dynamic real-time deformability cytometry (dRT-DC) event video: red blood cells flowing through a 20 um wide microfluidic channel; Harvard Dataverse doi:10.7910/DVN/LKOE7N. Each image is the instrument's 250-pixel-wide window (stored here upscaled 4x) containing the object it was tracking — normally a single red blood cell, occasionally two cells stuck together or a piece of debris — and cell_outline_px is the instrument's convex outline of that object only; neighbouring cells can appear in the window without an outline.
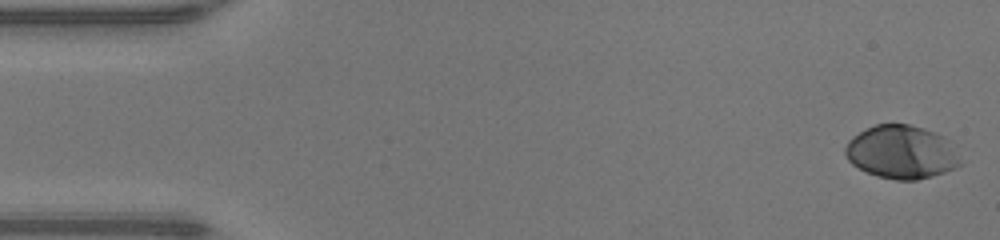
{"species": "human", "species_latin": "Homo sapiens", "temperature_condition": "warm", "stored_images_in_passage": 48, "camera_frame_rate_fps": 3000, "um_per_image_px": 0.085, "donor": {"sex": "male"}, "frame": {"image": 1, "passage_image": 1, "time_ms": 0.0, "image_size_px": [1000, 240], "cell_outline_px": [[964, 164], [956, 168], [932, 176], [916, 180], [896, 180], [876, 176], [852, 164], [848, 160], [844, 152], [844, 148], [848, 140], [852, 136], [876, 124], [908, 124], [924, 128], [944, 136], [948, 140]], "centroid_in_image_um": [76.63, 12.93], "position_along_channel_um": 8.4, "area_um2": 35.84}}
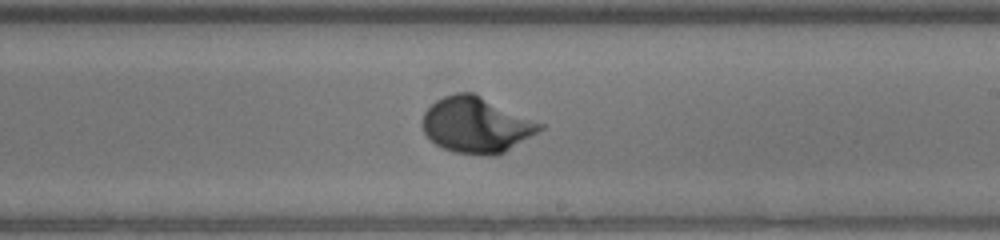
{"frame": {"image": 2, "passage_image": 28, "time_ms": 9.0, "image_size_px": [1000, 240], "cell_outline_px": [[544, 128], [504, 152], [496, 156], [480, 156], [452, 152], [436, 144], [424, 132], [420, 124], [420, 120], [424, 112], [436, 100], [444, 96], [456, 92], [472, 92], [544, 124]], "centroid_in_image_um": [40.45, 10.63], "position_along_channel_um": 248.6, "area_um2": 38.15}}
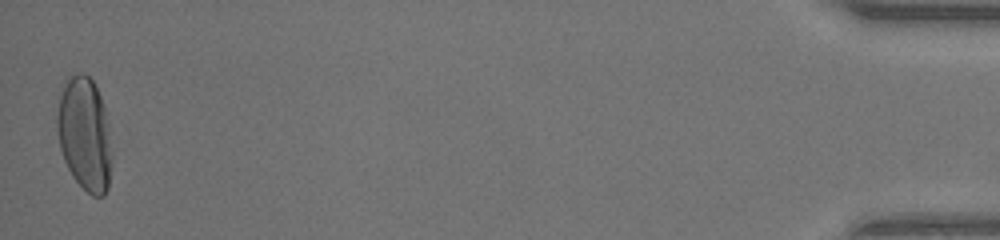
{"frame": {"image": 3, "passage_image": 48, "time_ms": 15.667, "image_size_px": [1000, 240], "cell_outline_px": [[112, 164], [108, 188], [104, 196], [92, 196], [72, 176], [64, 160], [60, 148], [56, 132], [56, 116], [60, 96], [64, 84], [76, 72], [84, 72], [92, 80], [104, 104], [108, 124], [112, 148]], "centroid_in_image_um": [7.21, 11.41], "position_along_channel_um": 428.0, "area_um2": 36.53}, "authors_computed_cell_mechanics": {"area_um2": 35.9227, "velocity_mm_per_s": 4.2381, "shape_relaxation_time_tau1_ms": 3.1868, "shape_relaxation_time_tau2_ms": null, "deformation_change_tau1": 0.1836, "deformation_change_tau2": null}}